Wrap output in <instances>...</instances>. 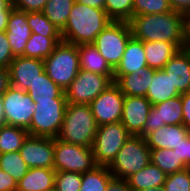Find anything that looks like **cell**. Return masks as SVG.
<instances>
[{"mask_svg":"<svg viewBox=\"0 0 190 191\" xmlns=\"http://www.w3.org/2000/svg\"><path fill=\"white\" fill-rule=\"evenodd\" d=\"M112 20L105 9L74 3L65 27L61 30L62 40L75 45L93 43L97 35Z\"/></svg>","mask_w":190,"mask_h":191,"instance_id":"cell-2","label":"cell"},{"mask_svg":"<svg viewBox=\"0 0 190 191\" xmlns=\"http://www.w3.org/2000/svg\"><path fill=\"white\" fill-rule=\"evenodd\" d=\"M150 160L167 175L187 168L186 164L172 149H151Z\"/></svg>","mask_w":190,"mask_h":191,"instance_id":"cell-29","label":"cell"},{"mask_svg":"<svg viewBox=\"0 0 190 191\" xmlns=\"http://www.w3.org/2000/svg\"><path fill=\"white\" fill-rule=\"evenodd\" d=\"M11 86L27 91L45 71L44 60L14 57L9 65Z\"/></svg>","mask_w":190,"mask_h":191,"instance_id":"cell-15","label":"cell"},{"mask_svg":"<svg viewBox=\"0 0 190 191\" xmlns=\"http://www.w3.org/2000/svg\"><path fill=\"white\" fill-rule=\"evenodd\" d=\"M183 106V125L190 131V91L181 94Z\"/></svg>","mask_w":190,"mask_h":191,"instance_id":"cell-45","label":"cell"},{"mask_svg":"<svg viewBox=\"0 0 190 191\" xmlns=\"http://www.w3.org/2000/svg\"><path fill=\"white\" fill-rule=\"evenodd\" d=\"M17 181L8 173L0 169V191H15Z\"/></svg>","mask_w":190,"mask_h":191,"instance_id":"cell-43","label":"cell"},{"mask_svg":"<svg viewBox=\"0 0 190 191\" xmlns=\"http://www.w3.org/2000/svg\"><path fill=\"white\" fill-rule=\"evenodd\" d=\"M15 191H26V190H23V189H18V188H17Z\"/></svg>","mask_w":190,"mask_h":191,"instance_id":"cell-54","label":"cell"},{"mask_svg":"<svg viewBox=\"0 0 190 191\" xmlns=\"http://www.w3.org/2000/svg\"><path fill=\"white\" fill-rule=\"evenodd\" d=\"M32 33L44 37H62L61 31L42 12H26Z\"/></svg>","mask_w":190,"mask_h":191,"instance_id":"cell-34","label":"cell"},{"mask_svg":"<svg viewBox=\"0 0 190 191\" xmlns=\"http://www.w3.org/2000/svg\"><path fill=\"white\" fill-rule=\"evenodd\" d=\"M14 57L5 31L0 32V66L9 67Z\"/></svg>","mask_w":190,"mask_h":191,"instance_id":"cell-39","label":"cell"},{"mask_svg":"<svg viewBox=\"0 0 190 191\" xmlns=\"http://www.w3.org/2000/svg\"><path fill=\"white\" fill-rule=\"evenodd\" d=\"M61 41L62 37H44L31 33L24 49V57L45 60Z\"/></svg>","mask_w":190,"mask_h":191,"instance_id":"cell-27","label":"cell"},{"mask_svg":"<svg viewBox=\"0 0 190 191\" xmlns=\"http://www.w3.org/2000/svg\"><path fill=\"white\" fill-rule=\"evenodd\" d=\"M183 123V106L181 95L151 107L143 131L139 134L145 138L149 133L164 125H179Z\"/></svg>","mask_w":190,"mask_h":191,"instance_id":"cell-13","label":"cell"},{"mask_svg":"<svg viewBox=\"0 0 190 191\" xmlns=\"http://www.w3.org/2000/svg\"><path fill=\"white\" fill-rule=\"evenodd\" d=\"M189 132L183 124L164 125L149 133L145 140L150 149L163 148L173 150L188 136Z\"/></svg>","mask_w":190,"mask_h":191,"instance_id":"cell-20","label":"cell"},{"mask_svg":"<svg viewBox=\"0 0 190 191\" xmlns=\"http://www.w3.org/2000/svg\"><path fill=\"white\" fill-rule=\"evenodd\" d=\"M163 70L180 94L190 91V52L186 48L176 52Z\"/></svg>","mask_w":190,"mask_h":191,"instance_id":"cell-18","label":"cell"},{"mask_svg":"<svg viewBox=\"0 0 190 191\" xmlns=\"http://www.w3.org/2000/svg\"><path fill=\"white\" fill-rule=\"evenodd\" d=\"M165 191H190V168L167 175Z\"/></svg>","mask_w":190,"mask_h":191,"instance_id":"cell-38","label":"cell"},{"mask_svg":"<svg viewBox=\"0 0 190 191\" xmlns=\"http://www.w3.org/2000/svg\"><path fill=\"white\" fill-rule=\"evenodd\" d=\"M81 185V173L56 171L55 188L57 191H79Z\"/></svg>","mask_w":190,"mask_h":191,"instance_id":"cell-37","label":"cell"},{"mask_svg":"<svg viewBox=\"0 0 190 191\" xmlns=\"http://www.w3.org/2000/svg\"><path fill=\"white\" fill-rule=\"evenodd\" d=\"M46 191H57L55 187H53L52 189L50 190H46Z\"/></svg>","mask_w":190,"mask_h":191,"instance_id":"cell-53","label":"cell"},{"mask_svg":"<svg viewBox=\"0 0 190 191\" xmlns=\"http://www.w3.org/2000/svg\"><path fill=\"white\" fill-rule=\"evenodd\" d=\"M130 136L121 122L98 126L92 146L96 164L109 166Z\"/></svg>","mask_w":190,"mask_h":191,"instance_id":"cell-8","label":"cell"},{"mask_svg":"<svg viewBox=\"0 0 190 191\" xmlns=\"http://www.w3.org/2000/svg\"><path fill=\"white\" fill-rule=\"evenodd\" d=\"M112 178L108 166L97 165L93 170L82 174L79 191H106Z\"/></svg>","mask_w":190,"mask_h":191,"instance_id":"cell-31","label":"cell"},{"mask_svg":"<svg viewBox=\"0 0 190 191\" xmlns=\"http://www.w3.org/2000/svg\"><path fill=\"white\" fill-rule=\"evenodd\" d=\"M0 169L11 175L17 182L28 172L29 167L19 151L0 154Z\"/></svg>","mask_w":190,"mask_h":191,"instance_id":"cell-33","label":"cell"},{"mask_svg":"<svg viewBox=\"0 0 190 191\" xmlns=\"http://www.w3.org/2000/svg\"><path fill=\"white\" fill-rule=\"evenodd\" d=\"M97 129L90 105L67 103L64 120L56 138L92 148Z\"/></svg>","mask_w":190,"mask_h":191,"instance_id":"cell-3","label":"cell"},{"mask_svg":"<svg viewBox=\"0 0 190 191\" xmlns=\"http://www.w3.org/2000/svg\"><path fill=\"white\" fill-rule=\"evenodd\" d=\"M145 67L148 66L146 62L143 41L131 37L126 44L120 63L114 69V75H126L134 73L137 72V70Z\"/></svg>","mask_w":190,"mask_h":191,"instance_id":"cell-21","label":"cell"},{"mask_svg":"<svg viewBox=\"0 0 190 191\" xmlns=\"http://www.w3.org/2000/svg\"><path fill=\"white\" fill-rule=\"evenodd\" d=\"M81 4L98 9H105V0H75Z\"/></svg>","mask_w":190,"mask_h":191,"instance_id":"cell-48","label":"cell"},{"mask_svg":"<svg viewBox=\"0 0 190 191\" xmlns=\"http://www.w3.org/2000/svg\"><path fill=\"white\" fill-rule=\"evenodd\" d=\"M44 66L48 77L66 91L80 71L77 45L62 40L44 60Z\"/></svg>","mask_w":190,"mask_h":191,"instance_id":"cell-4","label":"cell"},{"mask_svg":"<svg viewBox=\"0 0 190 191\" xmlns=\"http://www.w3.org/2000/svg\"><path fill=\"white\" fill-rule=\"evenodd\" d=\"M185 48L190 52V17L186 20V44Z\"/></svg>","mask_w":190,"mask_h":191,"instance_id":"cell-50","label":"cell"},{"mask_svg":"<svg viewBox=\"0 0 190 191\" xmlns=\"http://www.w3.org/2000/svg\"><path fill=\"white\" fill-rule=\"evenodd\" d=\"M2 98L7 124L28 129L35 112V103L30 95L22 89L11 86Z\"/></svg>","mask_w":190,"mask_h":191,"instance_id":"cell-11","label":"cell"},{"mask_svg":"<svg viewBox=\"0 0 190 191\" xmlns=\"http://www.w3.org/2000/svg\"><path fill=\"white\" fill-rule=\"evenodd\" d=\"M165 174L158 166L151 162L126 179L132 191H141L151 187L163 186L166 180Z\"/></svg>","mask_w":190,"mask_h":191,"instance_id":"cell-24","label":"cell"},{"mask_svg":"<svg viewBox=\"0 0 190 191\" xmlns=\"http://www.w3.org/2000/svg\"><path fill=\"white\" fill-rule=\"evenodd\" d=\"M155 69L141 68L126 75H114V82L125 96L146 97Z\"/></svg>","mask_w":190,"mask_h":191,"instance_id":"cell-19","label":"cell"},{"mask_svg":"<svg viewBox=\"0 0 190 191\" xmlns=\"http://www.w3.org/2000/svg\"><path fill=\"white\" fill-rule=\"evenodd\" d=\"M172 11L190 17V0H169Z\"/></svg>","mask_w":190,"mask_h":191,"instance_id":"cell-44","label":"cell"},{"mask_svg":"<svg viewBox=\"0 0 190 191\" xmlns=\"http://www.w3.org/2000/svg\"><path fill=\"white\" fill-rule=\"evenodd\" d=\"M106 191H132L128 182L124 179L112 178Z\"/></svg>","mask_w":190,"mask_h":191,"instance_id":"cell-47","label":"cell"},{"mask_svg":"<svg viewBox=\"0 0 190 191\" xmlns=\"http://www.w3.org/2000/svg\"><path fill=\"white\" fill-rule=\"evenodd\" d=\"M172 11L169 0H133V16Z\"/></svg>","mask_w":190,"mask_h":191,"instance_id":"cell-36","label":"cell"},{"mask_svg":"<svg viewBox=\"0 0 190 191\" xmlns=\"http://www.w3.org/2000/svg\"><path fill=\"white\" fill-rule=\"evenodd\" d=\"M132 37L129 23L112 21L92 43L100 55L115 69L123 57L127 42Z\"/></svg>","mask_w":190,"mask_h":191,"instance_id":"cell-7","label":"cell"},{"mask_svg":"<svg viewBox=\"0 0 190 191\" xmlns=\"http://www.w3.org/2000/svg\"><path fill=\"white\" fill-rule=\"evenodd\" d=\"M35 103L30 127L27 129L30 136L56 138L64 120L67 108L66 98L53 100H38Z\"/></svg>","mask_w":190,"mask_h":191,"instance_id":"cell-6","label":"cell"},{"mask_svg":"<svg viewBox=\"0 0 190 191\" xmlns=\"http://www.w3.org/2000/svg\"><path fill=\"white\" fill-rule=\"evenodd\" d=\"M54 168H29L26 175L17 182V188L26 191H46L55 187Z\"/></svg>","mask_w":190,"mask_h":191,"instance_id":"cell-23","label":"cell"},{"mask_svg":"<svg viewBox=\"0 0 190 191\" xmlns=\"http://www.w3.org/2000/svg\"><path fill=\"white\" fill-rule=\"evenodd\" d=\"M97 166L92 148L63 142L54 138V163L56 171L85 173Z\"/></svg>","mask_w":190,"mask_h":191,"instance_id":"cell-9","label":"cell"},{"mask_svg":"<svg viewBox=\"0 0 190 191\" xmlns=\"http://www.w3.org/2000/svg\"><path fill=\"white\" fill-rule=\"evenodd\" d=\"M75 0H48L42 13L60 31L65 27Z\"/></svg>","mask_w":190,"mask_h":191,"instance_id":"cell-30","label":"cell"},{"mask_svg":"<svg viewBox=\"0 0 190 191\" xmlns=\"http://www.w3.org/2000/svg\"><path fill=\"white\" fill-rule=\"evenodd\" d=\"M80 60V70L90 71L105 76H114V69L100 55L92 44L77 45Z\"/></svg>","mask_w":190,"mask_h":191,"instance_id":"cell-22","label":"cell"},{"mask_svg":"<svg viewBox=\"0 0 190 191\" xmlns=\"http://www.w3.org/2000/svg\"><path fill=\"white\" fill-rule=\"evenodd\" d=\"M124 97L119 86L113 82L89 104L98 126L121 122Z\"/></svg>","mask_w":190,"mask_h":191,"instance_id":"cell-12","label":"cell"},{"mask_svg":"<svg viewBox=\"0 0 190 191\" xmlns=\"http://www.w3.org/2000/svg\"><path fill=\"white\" fill-rule=\"evenodd\" d=\"M153 105L146 97L125 96L121 123L131 135H139Z\"/></svg>","mask_w":190,"mask_h":191,"instance_id":"cell-16","label":"cell"},{"mask_svg":"<svg viewBox=\"0 0 190 191\" xmlns=\"http://www.w3.org/2000/svg\"><path fill=\"white\" fill-rule=\"evenodd\" d=\"M4 109L3 98L2 95H0V128L8 125L5 119Z\"/></svg>","mask_w":190,"mask_h":191,"instance_id":"cell-49","label":"cell"},{"mask_svg":"<svg viewBox=\"0 0 190 191\" xmlns=\"http://www.w3.org/2000/svg\"><path fill=\"white\" fill-rule=\"evenodd\" d=\"M150 153L145 138L131 135L108 166L109 171L114 178L126 180L151 162Z\"/></svg>","mask_w":190,"mask_h":191,"instance_id":"cell-5","label":"cell"},{"mask_svg":"<svg viewBox=\"0 0 190 191\" xmlns=\"http://www.w3.org/2000/svg\"><path fill=\"white\" fill-rule=\"evenodd\" d=\"M48 0H14L12 6L25 12H42Z\"/></svg>","mask_w":190,"mask_h":191,"instance_id":"cell-40","label":"cell"},{"mask_svg":"<svg viewBox=\"0 0 190 191\" xmlns=\"http://www.w3.org/2000/svg\"><path fill=\"white\" fill-rule=\"evenodd\" d=\"M181 95L176 88H173L169 76L163 69L155 70L152 83L147 91L146 98L152 105L164 102L170 98Z\"/></svg>","mask_w":190,"mask_h":191,"instance_id":"cell-26","label":"cell"},{"mask_svg":"<svg viewBox=\"0 0 190 191\" xmlns=\"http://www.w3.org/2000/svg\"><path fill=\"white\" fill-rule=\"evenodd\" d=\"M174 152L178 155L179 158L186 164L187 168H190V132L188 136L182 140V142L174 147Z\"/></svg>","mask_w":190,"mask_h":191,"instance_id":"cell-41","label":"cell"},{"mask_svg":"<svg viewBox=\"0 0 190 191\" xmlns=\"http://www.w3.org/2000/svg\"><path fill=\"white\" fill-rule=\"evenodd\" d=\"M105 11L112 21L128 22L133 17V0H105Z\"/></svg>","mask_w":190,"mask_h":191,"instance_id":"cell-35","label":"cell"},{"mask_svg":"<svg viewBox=\"0 0 190 191\" xmlns=\"http://www.w3.org/2000/svg\"><path fill=\"white\" fill-rule=\"evenodd\" d=\"M28 135L27 129L22 127L10 125L1 127L0 154L19 151Z\"/></svg>","mask_w":190,"mask_h":191,"instance_id":"cell-32","label":"cell"},{"mask_svg":"<svg viewBox=\"0 0 190 191\" xmlns=\"http://www.w3.org/2000/svg\"><path fill=\"white\" fill-rule=\"evenodd\" d=\"M13 6L6 0H0V32L6 31L9 15Z\"/></svg>","mask_w":190,"mask_h":191,"instance_id":"cell-42","label":"cell"},{"mask_svg":"<svg viewBox=\"0 0 190 191\" xmlns=\"http://www.w3.org/2000/svg\"><path fill=\"white\" fill-rule=\"evenodd\" d=\"M34 102L38 100H53L55 98H66L63 91L56 83H54L44 71L39 78L26 91Z\"/></svg>","mask_w":190,"mask_h":191,"instance_id":"cell-28","label":"cell"},{"mask_svg":"<svg viewBox=\"0 0 190 191\" xmlns=\"http://www.w3.org/2000/svg\"><path fill=\"white\" fill-rule=\"evenodd\" d=\"M148 68L160 70L179 51L173 44L163 41L143 42Z\"/></svg>","mask_w":190,"mask_h":191,"instance_id":"cell-25","label":"cell"},{"mask_svg":"<svg viewBox=\"0 0 190 191\" xmlns=\"http://www.w3.org/2000/svg\"><path fill=\"white\" fill-rule=\"evenodd\" d=\"M9 4H13L14 0H6Z\"/></svg>","mask_w":190,"mask_h":191,"instance_id":"cell-52","label":"cell"},{"mask_svg":"<svg viewBox=\"0 0 190 191\" xmlns=\"http://www.w3.org/2000/svg\"><path fill=\"white\" fill-rule=\"evenodd\" d=\"M19 152L29 168H53L54 138L28 135Z\"/></svg>","mask_w":190,"mask_h":191,"instance_id":"cell-14","label":"cell"},{"mask_svg":"<svg viewBox=\"0 0 190 191\" xmlns=\"http://www.w3.org/2000/svg\"><path fill=\"white\" fill-rule=\"evenodd\" d=\"M5 33L13 55L24 57V49L32 33L25 11L11 10Z\"/></svg>","mask_w":190,"mask_h":191,"instance_id":"cell-17","label":"cell"},{"mask_svg":"<svg viewBox=\"0 0 190 191\" xmlns=\"http://www.w3.org/2000/svg\"><path fill=\"white\" fill-rule=\"evenodd\" d=\"M186 20L185 15L170 11L133 16L128 23L133 38L143 42L173 43L180 50L186 44Z\"/></svg>","mask_w":190,"mask_h":191,"instance_id":"cell-1","label":"cell"},{"mask_svg":"<svg viewBox=\"0 0 190 191\" xmlns=\"http://www.w3.org/2000/svg\"><path fill=\"white\" fill-rule=\"evenodd\" d=\"M11 87L10 72L8 67L0 66V95Z\"/></svg>","mask_w":190,"mask_h":191,"instance_id":"cell-46","label":"cell"},{"mask_svg":"<svg viewBox=\"0 0 190 191\" xmlns=\"http://www.w3.org/2000/svg\"><path fill=\"white\" fill-rule=\"evenodd\" d=\"M141 191H165L163 186H160V187H151L150 189L147 188V189H143Z\"/></svg>","mask_w":190,"mask_h":191,"instance_id":"cell-51","label":"cell"},{"mask_svg":"<svg viewBox=\"0 0 190 191\" xmlns=\"http://www.w3.org/2000/svg\"><path fill=\"white\" fill-rule=\"evenodd\" d=\"M113 82L114 76H105L80 70L65 91L67 103L89 105Z\"/></svg>","mask_w":190,"mask_h":191,"instance_id":"cell-10","label":"cell"}]
</instances>
